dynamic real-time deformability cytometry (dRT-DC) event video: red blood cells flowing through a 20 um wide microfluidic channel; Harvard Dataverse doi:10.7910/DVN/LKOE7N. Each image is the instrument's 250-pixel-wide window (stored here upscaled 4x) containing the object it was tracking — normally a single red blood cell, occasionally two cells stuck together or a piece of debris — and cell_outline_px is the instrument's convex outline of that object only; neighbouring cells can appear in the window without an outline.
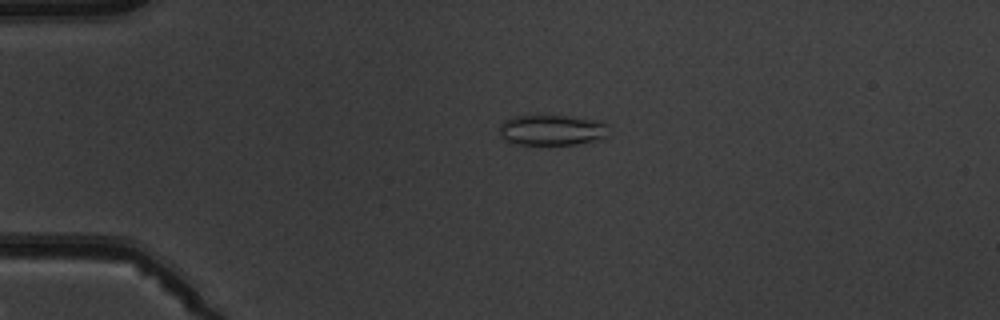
{"species": "common noctule bat (a hibernating species)", "species_latin": "Nyctalus noctula", "temperature_condition": "warm", "stored_images_in_passage": 4, "camera_frame_rate_fps": 3000, "um_per_image_px": 0.085, "animal": {"sex": "male", "body_mass_g": 19.5, "forearm_length_mm": 54.6}, "frame": {"image": 1, "passage_image": 4, "time_ms": 4.667, "image_size_px": [1000, 320], "cell_outline_px": [[608, 136], [576, 144], [516, 144], [504, 140], [500, 136], [500, 124], [504, 120], [516, 116], [572, 116], [604, 120]], "centroid_in_image_um": [46.9, 11.04], "position_along_channel_um": 38.1, "area_um2": 19.42}}